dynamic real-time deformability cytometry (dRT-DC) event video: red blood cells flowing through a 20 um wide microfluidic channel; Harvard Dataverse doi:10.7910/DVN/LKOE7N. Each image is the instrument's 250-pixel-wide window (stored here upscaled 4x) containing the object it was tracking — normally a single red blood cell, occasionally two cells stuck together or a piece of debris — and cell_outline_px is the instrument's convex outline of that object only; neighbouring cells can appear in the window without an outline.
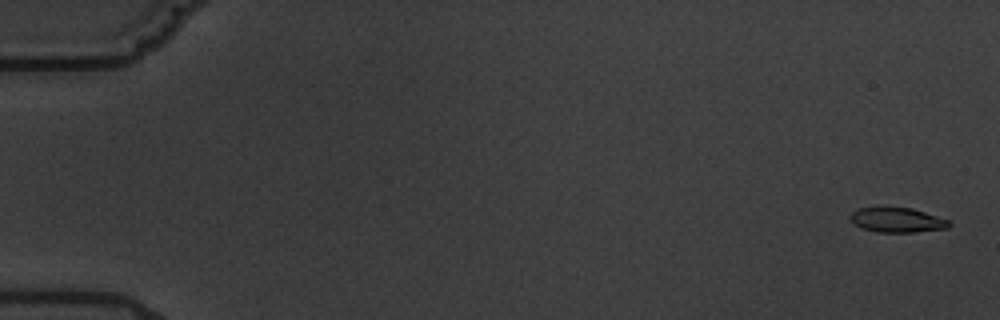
{"species": "common noctule bat (a hibernating species)", "species_latin": "Nyctalus noctula", "temperature_condition": "warm", "stored_images_in_passage": 9, "camera_frame_rate_fps": 3000, "um_per_image_px": 0.085, "animal": {"sex": "male", "body_mass_g": 19.5, "forearm_length_mm": 54.6}, "frame": {"image": 1, "passage_image": 1, "time_ms": 0.0, "image_size_px": [1000, 320], "cell_outline_px": [[952, 224], [948, 228], [916, 232], [876, 232], [860, 228], [848, 216], [852, 212], [860, 208], [912, 208], [948, 220]], "centroid_in_image_um": [76.26, 18.72], "position_along_channel_um": 8.7, "area_um2": 14.05}}
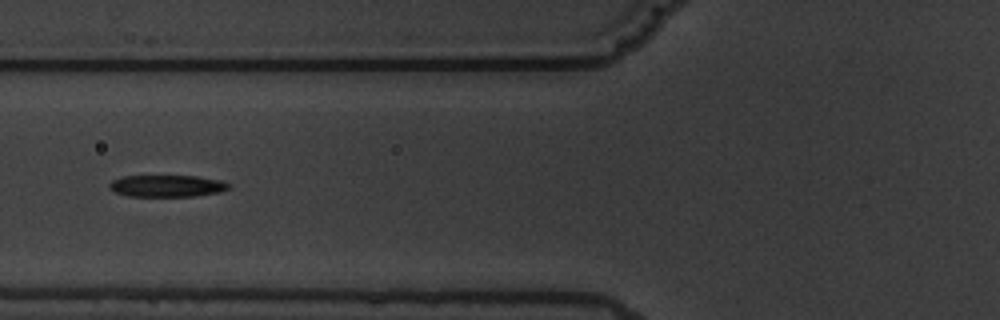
{"frame": {"image": 2, "passage_image": 7, "time_ms": 7.667, "image_size_px": [1000, 320], "cell_outline_px": [[232, 184], [228, 188], [220, 192], [192, 196], [128, 196], [116, 192], [108, 184], [112, 180], [120, 176], [196, 176], [220, 180]], "centroid_in_image_um": [14.2, 15.8], "position_along_channel_um": 111.6, "area_um2": 15.09}}
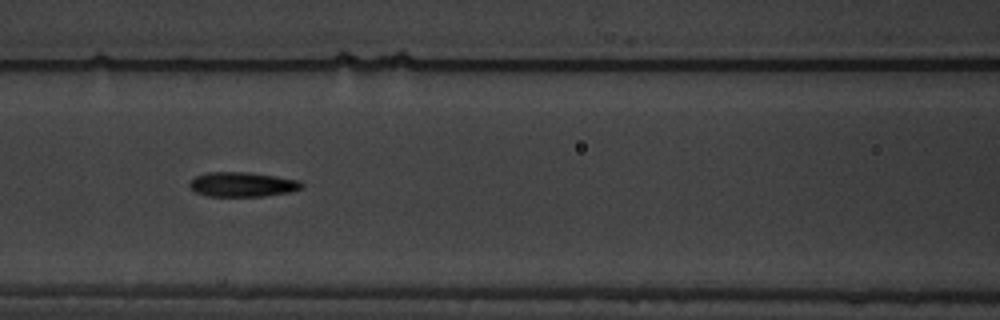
{"frame": {"image": 3, "passage_image": 8, "time_ms": 8.667, "image_size_px": [1000, 320], "cell_outline_px": [[304, 184], [300, 188], [288, 192], [264, 196], [208, 196], [196, 192], [188, 184], [196, 176], [208, 172], [248, 172], [276, 176], [300, 180]], "centroid_in_image_um": [20.61, 15.67], "position_along_channel_um": 146.0, "area_um2": 15.95}}